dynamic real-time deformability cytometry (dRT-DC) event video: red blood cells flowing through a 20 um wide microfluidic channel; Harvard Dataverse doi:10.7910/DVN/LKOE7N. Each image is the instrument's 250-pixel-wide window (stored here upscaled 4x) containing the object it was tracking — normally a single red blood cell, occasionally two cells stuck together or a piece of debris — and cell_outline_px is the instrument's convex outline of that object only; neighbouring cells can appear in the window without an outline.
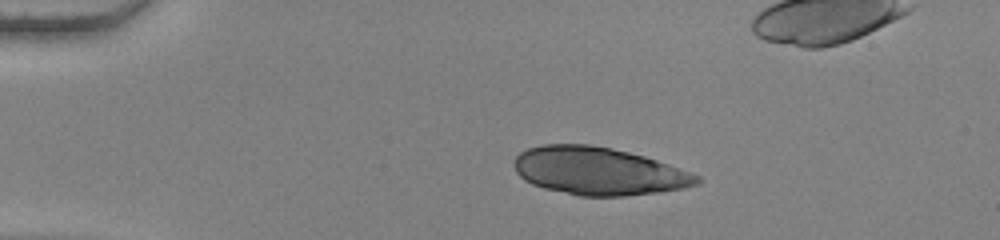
{"species": "human", "species_latin": "Homo sapiens", "temperature_condition": "warm", "stored_images_in_passage": 45, "camera_frame_rate_fps": 3000, "um_per_image_px": 0.085, "donor": {"sex": "female"}, "frame": {"image": 1, "passage_image": 2, "time_ms": 0.333, "image_size_px": [1000, 240], "cell_outline_px": [[704, 180], [700, 184], [684, 188], [660, 192], [624, 196], [580, 196], [544, 188], [532, 184], [524, 180], [516, 172], [512, 164], [512, 160], [520, 152], [528, 148], [544, 144], [588, 144], [612, 148], [644, 156], [668, 164], [700, 176]], "centroid_in_image_um": [50.87, 14.54], "position_along_channel_um": 34.1, "area_um2": 51.1}}
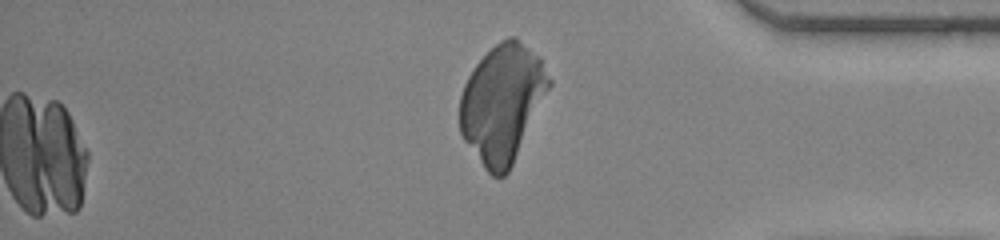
{"frame": {"image": 2, "passage_image": 45, "time_ms": 14.667, "image_size_px": [1000, 240], "cell_outline_px": [[552, 84], [508, 172], [504, 176], [492, 176], [484, 168], [464, 140], [460, 132], [460, 96], [464, 84], [468, 76], [476, 64], [500, 40], [508, 36], [516, 36], [540, 56], [552, 80]], "centroid_in_image_um": [42.71, 8.74], "position_along_channel_um": 392.5, "area_um2": 60.98}}